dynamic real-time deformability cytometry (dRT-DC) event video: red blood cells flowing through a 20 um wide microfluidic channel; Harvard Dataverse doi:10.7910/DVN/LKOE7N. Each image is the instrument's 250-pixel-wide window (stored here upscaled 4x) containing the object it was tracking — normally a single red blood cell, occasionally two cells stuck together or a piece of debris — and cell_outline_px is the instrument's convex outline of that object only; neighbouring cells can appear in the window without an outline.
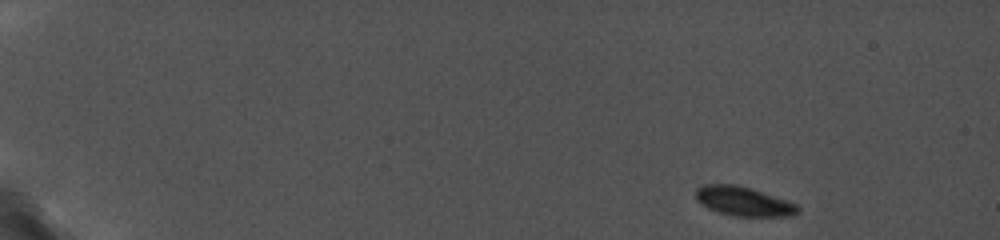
{"species": "common noctule bat (a hibernating species)", "species_latin": "Nyctalus noctula", "temperature_condition": "cold", "stored_images_in_passage": 59, "camera_frame_rate_fps": 5000, "um_per_image_px": 0.085, "animal": {"sex": "female", "body_mass_g": 19.0, "forearm_length_mm": 56.7}, "frame": {"image": 1, "passage_image": 1, "time_ms": 0.0, "image_size_px": [1000, 240], "cell_outline_px": [[800, 212], [792, 216], [732, 216], [708, 208], [696, 200], [696, 188], [704, 184], [736, 184], [752, 188], [796, 204], [800, 208]], "centroid_in_image_um": [63.2, 17.11], "position_along_channel_um": 21.8, "area_um2": 17.4}}
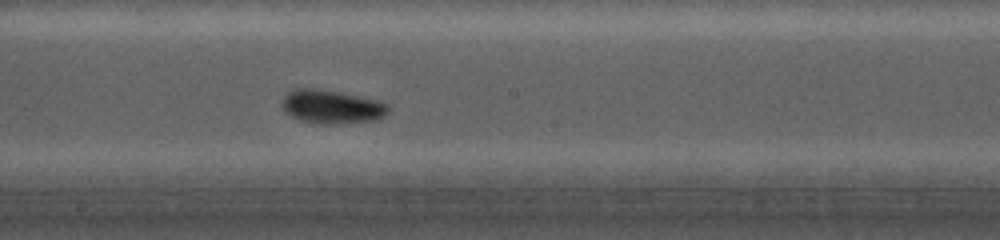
{"frame": {"image": 2, "passage_image": 30, "time_ms": 9.2, "image_size_px": [1000, 240], "cell_outline_px": [[388, 112], [384, 116], [376, 120], [328, 124], [324, 124], [300, 120], [284, 112], [284, 96], [288, 92], [296, 88], [312, 88], [340, 92], [380, 100], [388, 104]], "centroid_in_image_um": [28.23, 9.06], "position_along_channel_um": 220.0, "area_um2": 20.63}}
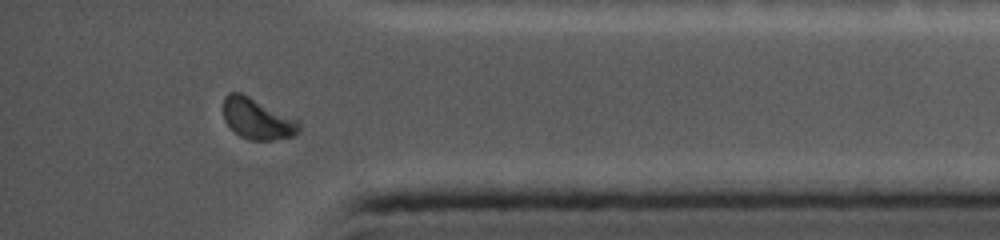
{"frame": {"image": 3, "passage_image": 54, "time_ms": 14.4, "image_size_px": [1000, 240], "cell_outline_px": [[300, 132], [292, 136], [272, 140], [248, 140], [240, 136], [224, 120], [224, 96], [228, 92], [240, 92], [300, 120]], "centroid_in_image_um": [21.9, 10.1], "position_along_channel_um": 413.3, "area_um2": 18.09}}